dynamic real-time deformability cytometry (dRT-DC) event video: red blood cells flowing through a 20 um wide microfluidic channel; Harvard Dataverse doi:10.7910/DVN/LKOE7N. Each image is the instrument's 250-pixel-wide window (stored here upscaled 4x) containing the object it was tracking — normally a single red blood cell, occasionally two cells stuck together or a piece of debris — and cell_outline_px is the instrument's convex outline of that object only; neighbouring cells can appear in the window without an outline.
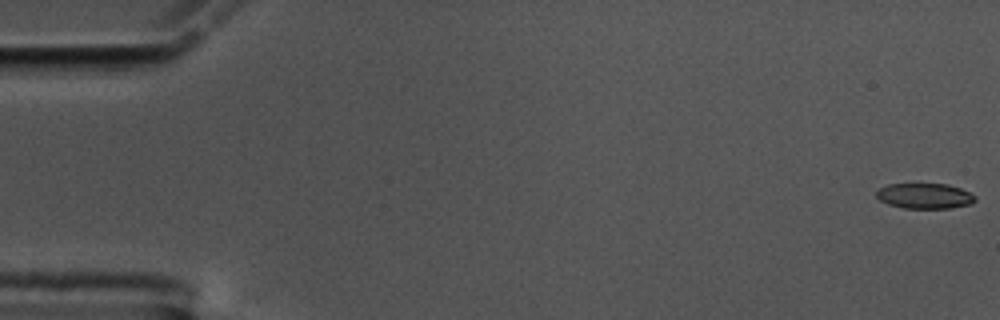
{"species": "common noctule bat (a hibernating species)", "species_latin": "Nyctalus noctula", "temperature_condition": "cold", "stored_images_in_passage": 57, "camera_frame_rate_fps": 3000, "um_per_image_px": 0.085, "animal": {"sex": "male", "body_mass_g": 17.5, "forearm_length_mm": 52.3}, "frame": {"image": 1, "passage_image": 1, "time_ms": 0.0, "image_size_px": [1000, 320], "cell_outline_px": [[976, 200], [972, 204], [952, 208], [904, 208], [888, 204], [880, 200], [876, 196], [876, 192], [880, 188], [888, 184], [948, 184], [960, 188], [976, 196]], "centroid_in_image_um": [78.62, 16.66], "position_along_channel_um": 6.4, "area_um2": 14.62}}
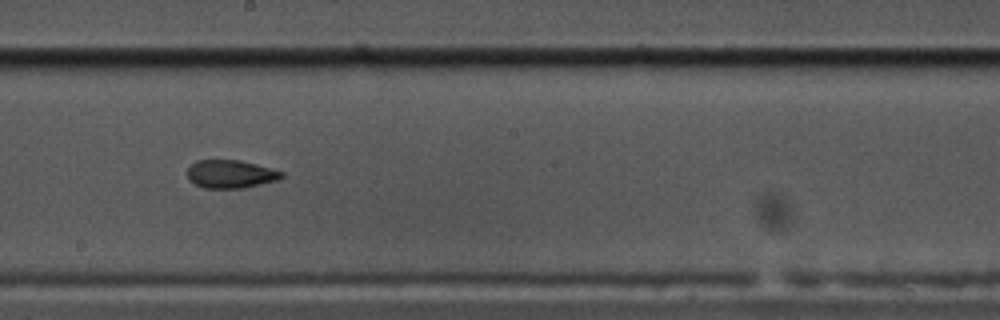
{"frame": {"image": 2, "passage_image": 32, "time_ms": 10.333, "image_size_px": [1000, 320], "cell_outline_px": [[284, 176], [276, 180], [244, 188], [204, 188], [188, 180], [188, 168], [196, 160], [240, 160], [256, 164], [284, 172]], "centroid_in_image_um": [19.59, 14.79], "position_along_channel_um": 228.6, "area_um2": 15.37}}
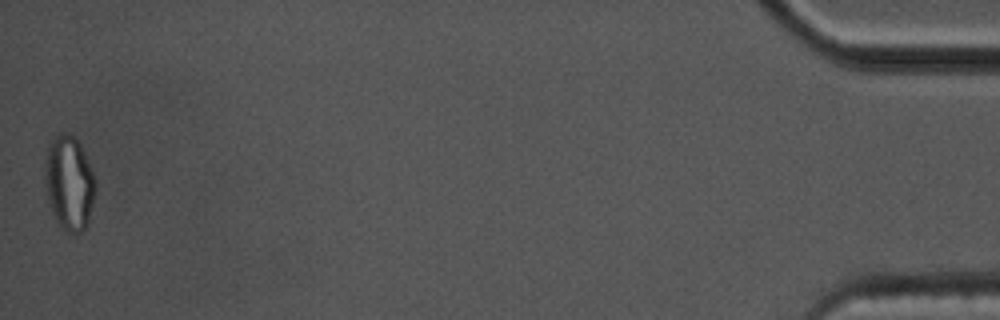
{"frame": {"image": 3, "passage_image": 57, "time_ms": 18.667, "image_size_px": [1000, 320], "cell_outline_px": [[96, 188], [88, 224], [80, 232], [72, 236], [60, 224], [52, 212], [48, 200], [44, 180], [44, 160], [48, 144], [56, 136], [64, 132], [72, 132], [76, 136], [80, 144], [96, 180]], "centroid_in_image_um": [5.87, 15.52], "position_along_channel_um": 429.3, "area_um2": 28.09}, "authors_computed_cell_mechanics": {"area_um2": 16.0106, "velocity_mm_per_s": 3.5501, "shape_relaxation_time_tau1_ms": 9.8555, "shape_relaxation_time_tau2_ms": 1.9785, "deformation_change_tau1": 0.2053, "deformation_change_tau2": 0.0692}}